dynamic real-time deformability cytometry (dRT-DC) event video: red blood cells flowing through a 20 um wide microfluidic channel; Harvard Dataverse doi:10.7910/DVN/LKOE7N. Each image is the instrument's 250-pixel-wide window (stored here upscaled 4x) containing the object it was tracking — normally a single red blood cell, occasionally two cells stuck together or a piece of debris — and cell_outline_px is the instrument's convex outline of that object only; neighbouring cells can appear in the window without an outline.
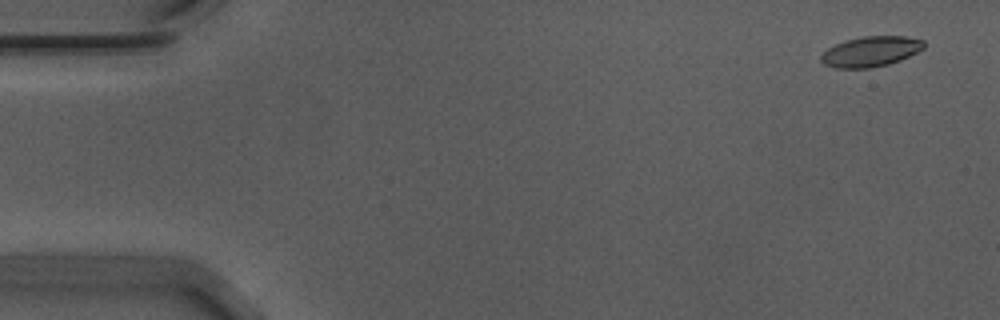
{"species": "Egyptian fruit bat (a non-hibernating species)", "species_latin": "Rousettus aegyptiacus", "temperature_condition": "warm", "stored_images_in_passage": 19, "camera_frame_rate_fps": 3000, "um_per_image_px": 0.085, "animal": {"sex": "male"}, "frame": {"image": 1, "passage_image": 3, "time_ms": 0.667, "image_size_px": [1000, 320], "cell_outline_px": [[924, 48], [900, 60], [888, 64], [868, 68], [836, 68], [824, 64], [820, 60], [820, 56], [828, 48], [836, 44], [848, 40], [864, 36], [904, 36], [924, 40]], "centroid_in_image_um": [74.0, 4.38], "position_along_channel_um": 11.0, "area_um2": 17.92}}
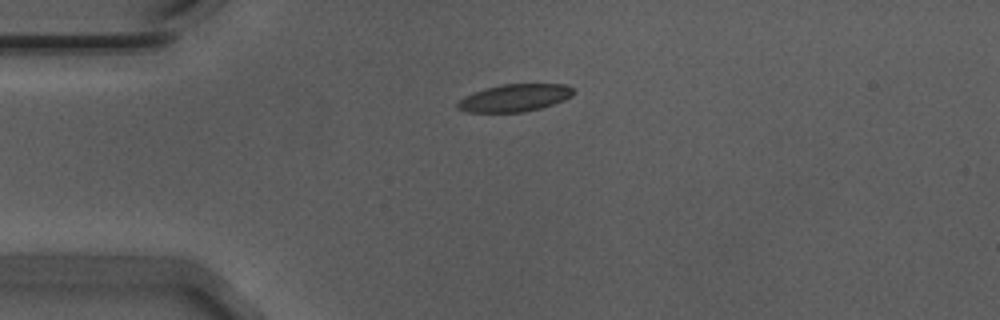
{"frame": {"image": 2, "passage_image": 14, "time_ms": 4.333, "image_size_px": [1000, 320], "cell_outline_px": [[572, 96], [564, 100], [540, 108], [520, 112], [468, 112], [456, 108], [456, 104], [464, 96], [488, 88], [504, 84], [564, 84], [572, 88]], "centroid_in_image_um": [43.73, 8.32], "position_along_channel_um": 41.3, "area_um2": 18.15}}